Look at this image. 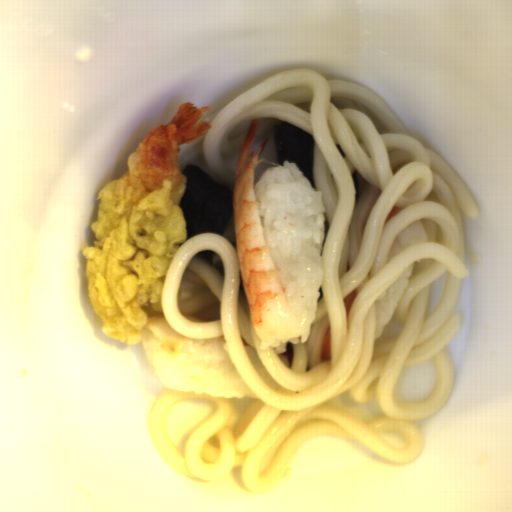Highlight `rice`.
<instances>
[{
    "label": "rice",
    "instance_id": "rice-1",
    "mask_svg": "<svg viewBox=\"0 0 512 512\" xmlns=\"http://www.w3.org/2000/svg\"><path fill=\"white\" fill-rule=\"evenodd\" d=\"M253 189L262 229L297 321L290 334L269 333L260 340L279 354L288 344L305 343L315 322L323 284L326 209L323 193L287 160L268 167Z\"/></svg>",
    "mask_w": 512,
    "mask_h": 512
},
{
    "label": "rice",
    "instance_id": "rice-2",
    "mask_svg": "<svg viewBox=\"0 0 512 512\" xmlns=\"http://www.w3.org/2000/svg\"><path fill=\"white\" fill-rule=\"evenodd\" d=\"M141 344L167 389L213 397L256 399L234 367L224 337L193 339L172 330L164 317H148Z\"/></svg>",
    "mask_w": 512,
    "mask_h": 512
},
{
    "label": "rice",
    "instance_id": "rice-3",
    "mask_svg": "<svg viewBox=\"0 0 512 512\" xmlns=\"http://www.w3.org/2000/svg\"><path fill=\"white\" fill-rule=\"evenodd\" d=\"M414 264L408 266L402 274L389 285L382 299L375 302V339H379L384 328L390 323L412 278Z\"/></svg>",
    "mask_w": 512,
    "mask_h": 512
},
{
    "label": "rice",
    "instance_id": "rice-4",
    "mask_svg": "<svg viewBox=\"0 0 512 512\" xmlns=\"http://www.w3.org/2000/svg\"><path fill=\"white\" fill-rule=\"evenodd\" d=\"M428 238L429 236L420 218L412 221L404 229H402L396 237L388 262L393 261L396 257H398L402 252L411 246L428 240Z\"/></svg>",
    "mask_w": 512,
    "mask_h": 512
}]
</instances>
